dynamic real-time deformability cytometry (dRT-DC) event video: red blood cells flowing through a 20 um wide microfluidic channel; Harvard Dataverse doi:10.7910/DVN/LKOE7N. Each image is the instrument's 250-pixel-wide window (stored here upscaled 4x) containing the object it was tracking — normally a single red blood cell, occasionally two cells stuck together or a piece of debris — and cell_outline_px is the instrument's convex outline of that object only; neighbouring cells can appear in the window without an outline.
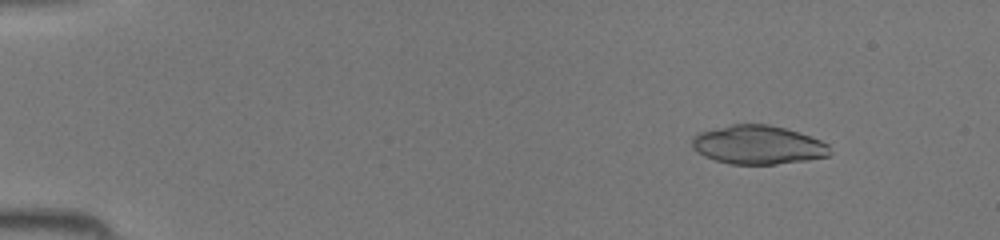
{"species": "common noctule bat (a hibernating species)", "species_latin": "Nyctalus noctula", "temperature_condition": "room temperature", "stored_images_in_passage": 17, "camera_frame_rate_fps": 3000, "um_per_image_px": 0.085, "animal": {"sex": "female", "body_mass_g": 19.5, "forearm_length_mm": 54.1}, "frame": {"image": 1, "passage_image": 5, "time_ms": 1.333, "image_size_px": [1000, 240], "cell_outline_px": [[832, 152], [828, 156], [804, 160], [776, 164], [732, 164], [716, 160], [704, 156], [696, 152], [692, 148], [692, 140], [700, 132], [732, 124], [768, 124], [784, 128], [820, 140], [828, 144]], "centroid_in_image_um": [64.42, 12.32], "position_along_channel_um": 20.6, "area_um2": 30.81}}